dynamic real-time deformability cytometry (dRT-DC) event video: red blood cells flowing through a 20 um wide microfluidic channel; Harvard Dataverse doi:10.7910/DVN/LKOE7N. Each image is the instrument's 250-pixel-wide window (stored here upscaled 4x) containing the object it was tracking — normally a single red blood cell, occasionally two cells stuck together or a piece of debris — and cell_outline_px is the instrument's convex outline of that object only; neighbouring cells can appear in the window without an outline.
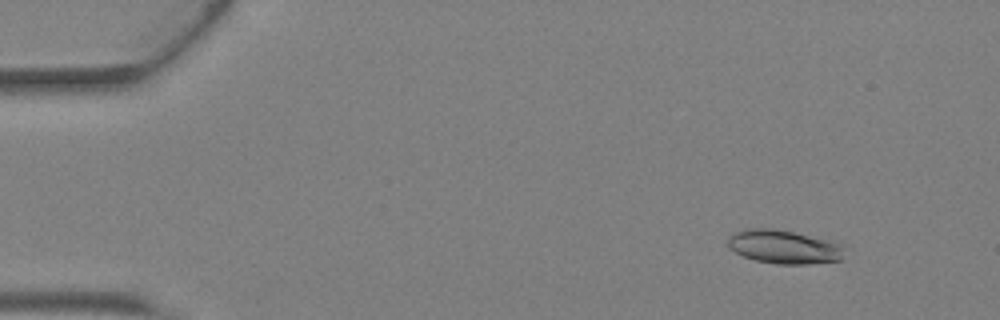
{"species": "Egyptian fruit bat (a non-hibernating species)", "species_latin": "Rousettus aegyptiacus", "temperature_condition": "warm", "stored_images_in_passage": 41, "camera_frame_rate_fps": 3000, "um_per_image_px": 0.085, "animal": {"sex": "female"}, "frame": {"image": 1, "passage_image": 5, "time_ms": 1.333, "image_size_px": [1000, 320], "cell_outline_px": [[844, 248], [840, 260], [808, 264], [776, 264], [756, 260], [744, 256], [728, 248], [728, 236], [732, 232], [744, 228], [772, 228], [792, 232], [844, 244]], "centroid_in_image_um": [66.58, 20.97], "position_along_channel_um": 18.4, "area_um2": 22.83}}
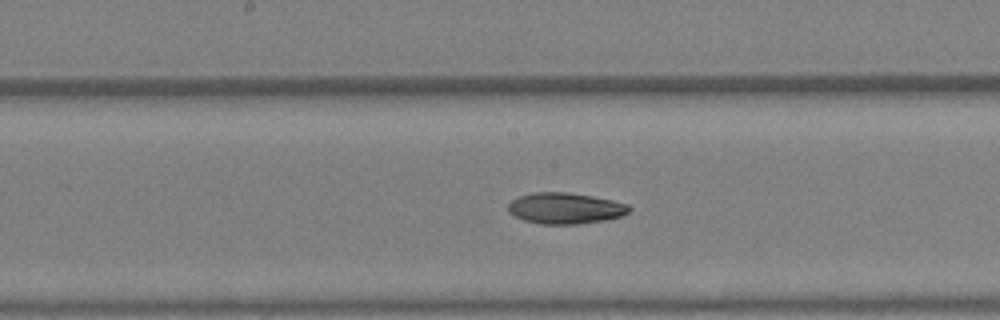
{"frame": {"image": 2, "passage_image": 23, "time_ms": 7.333, "image_size_px": [1000, 320], "cell_outline_px": [[632, 208], [628, 212], [620, 216], [604, 220], [576, 224], [540, 224], [524, 220], [508, 212], [508, 204], [516, 196], [532, 192], [568, 192], [592, 196], [612, 200], [628, 204]], "centroid_in_image_um": [48.01, 17.69], "position_along_channel_um": 200.2, "area_um2": 21.96}}
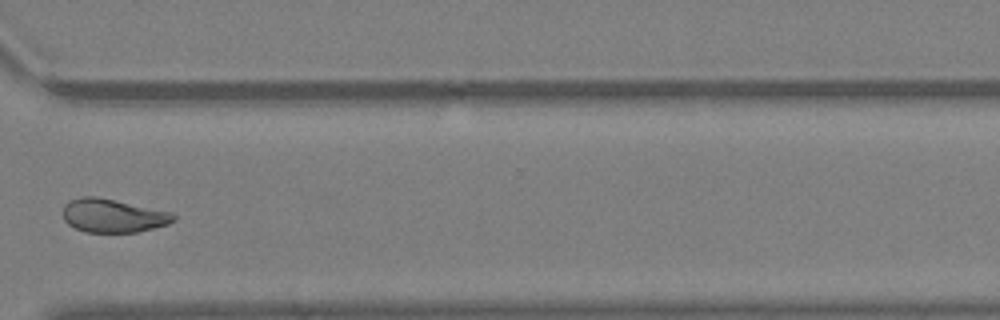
{"frame": {"image": 3, "passage_image": 33, "time_ms": 10.667, "image_size_px": [1000, 320], "cell_outline_px": [[176, 220], [168, 224], [136, 232], [84, 232], [68, 224], [64, 220], [64, 204], [68, 200], [80, 196], [96, 196], [172, 212], [176, 216]], "centroid_in_image_um": [9.59, 18.32], "position_along_channel_um": 361.0, "area_um2": 21.62}, "authors_computed_cell_mechanics": {"area_um2": 22.0218, "velocity_mm_per_s": 4.8298, "shape_relaxation_time_tau1_ms": 8.0238, "shape_relaxation_time_tau2_ms": null, "deformation_change_tau1": 0.2084, "deformation_change_tau2": null}}